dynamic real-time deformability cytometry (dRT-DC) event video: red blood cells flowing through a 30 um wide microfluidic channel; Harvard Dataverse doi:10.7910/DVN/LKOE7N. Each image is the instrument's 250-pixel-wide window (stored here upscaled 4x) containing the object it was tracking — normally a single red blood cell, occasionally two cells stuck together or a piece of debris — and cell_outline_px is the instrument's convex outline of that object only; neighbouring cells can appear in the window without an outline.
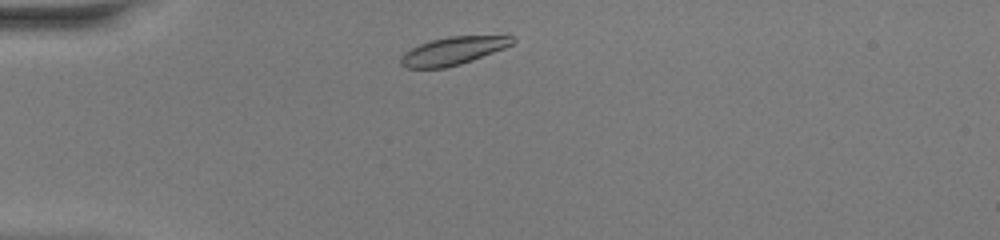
{"species": "common noctule bat (a hibernating species)", "species_latin": "Nyctalus noctula", "temperature_condition": "warm", "stored_images_in_passage": 39, "camera_frame_rate_fps": 3000, "um_per_image_px": 0.085, "animal": {"sex": "female", "body_mass_g": 20.0, "forearm_length_mm": 54.0}, "frame": {"image": 1, "passage_image": 3, "time_ms": 0.667, "image_size_px": [1000, 240], "cell_outline_px": [[516, 40], [512, 44], [504, 48], [472, 60], [460, 64], [444, 68], [408, 68], [400, 64], [400, 56], [404, 52], [420, 44], [432, 40], [448, 36], [512, 36]], "centroid_in_image_um": [38.48, 4.33], "position_along_channel_um": 46.5, "area_um2": 17.98}}
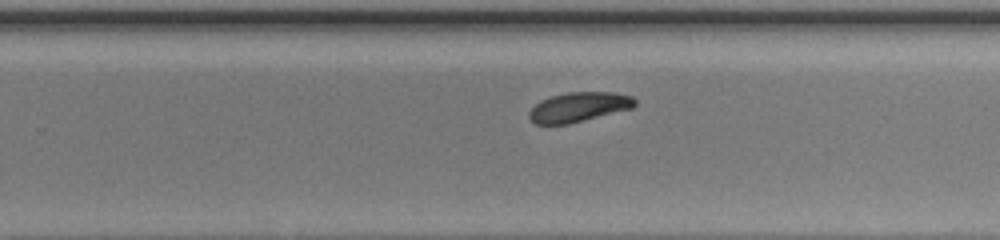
{"frame": {"image": 2, "passage_image": 22, "time_ms": 7.0, "image_size_px": [1000, 240], "cell_outline_px": [[636, 104], [632, 108], [568, 124], [536, 124], [528, 116], [528, 112], [540, 100], [548, 96], [568, 92], [616, 92], [632, 96], [636, 100]], "centroid_in_image_um": [49.19, 9.08], "position_along_channel_um": 280.6, "area_um2": 18.26}}
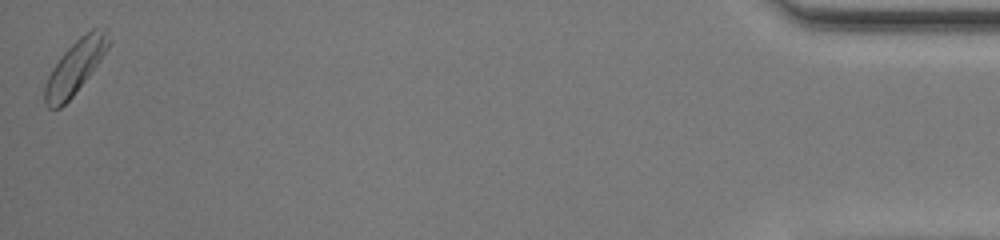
{"frame": {"image": 3, "passage_image": 39, "time_ms": 12.667, "image_size_px": [1000, 240], "cell_outline_px": [[108, 48], [100, 60], [88, 76], [72, 96], [60, 108], [48, 108], [44, 104], [44, 84], [52, 68], [60, 56], [80, 36], [92, 28], [104, 24], [108, 28]], "centroid_in_image_um": [6.39, 5.65], "position_along_channel_um": 428.8, "area_um2": 19.83}, "authors_computed_cell_mechanics": {"area_um2": 19.0162, "velocity_mm_per_s": 4.1371, "shape_relaxation_time_tau1_ms": 1.5059, "shape_relaxation_time_tau2_ms": null, "deformation_change_tau1": 0.1001, "deformation_change_tau2": null}}